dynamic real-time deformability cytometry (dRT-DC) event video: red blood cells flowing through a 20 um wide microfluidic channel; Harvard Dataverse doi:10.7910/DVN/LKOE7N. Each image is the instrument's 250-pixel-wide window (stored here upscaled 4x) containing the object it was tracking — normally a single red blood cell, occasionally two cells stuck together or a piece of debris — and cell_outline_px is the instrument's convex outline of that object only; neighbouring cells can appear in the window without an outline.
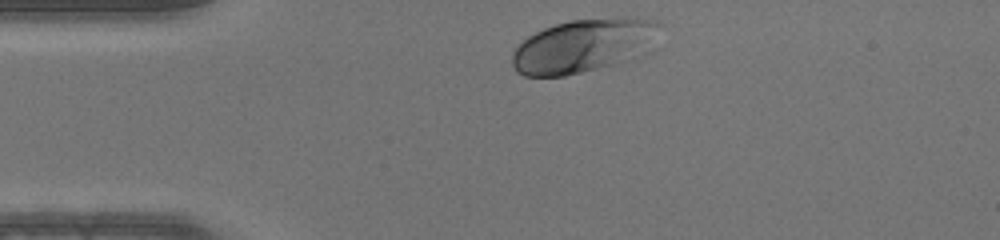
{"species": "human", "species_latin": "Homo sapiens", "temperature_condition": "warm", "stored_images_in_passage": 29, "camera_frame_rate_fps": 3000, "um_per_image_px": 0.085, "donor": {"sex": "male"}, "frame": {"image": 1, "passage_image": 1, "time_ms": 0.0, "image_size_px": [1000, 240], "cell_outline_px": [[660, 24], [624, 60], [612, 64], [564, 76], [524, 76], [516, 72], [512, 64], [512, 52], [528, 36], [544, 28], [556, 24], [572, 20], [616, 16], [636, 16], [660, 20]], "centroid_in_image_um": [49.38, 3.85], "position_along_channel_um": 35.6, "area_um2": 44.04}}
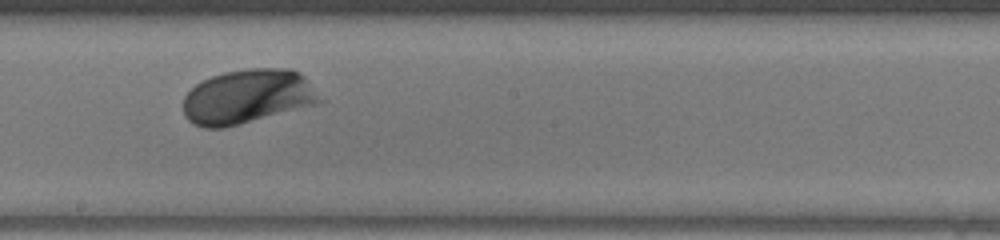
{"frame": {"image": 2, "passage_image": 17, "time_ms": 5.333, "image_size_px": [1000, 240], "cell_outline_px": [[328, 100], [316, 104], [240, 124], [224, 128], [204, 128], [192, 124], [184, 116], [184, 96], [196, 84], [212, 76], [224, 72], [248, 68], [292, 68], [300, 72]], "centroid_in_image_um": [21.1, 8.21], "position_along_channel_um": 227.1, "area_um2": 43.7}}
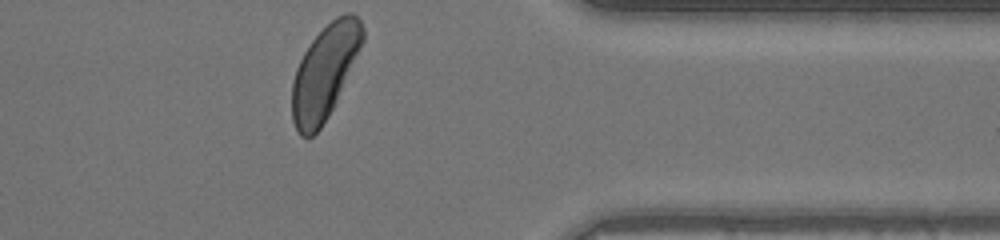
{"frame": {"image": 3, "passage_image": 29, "time_ms": 9.333, "image_size_px": [1000, 240], "cell_outline_px": [[364, 40], [336, 100], [328, 116], [320, 128], [312, 136], [300, 136], [292, 120], [292, 80], [296, 68], [304, 52], [312, 40], [336, 16], [344, 12], [352, 12], [360, 20], [364, 28]], "centroid_in_image_um": [27.59, 6.1], "position_along_channel_um": 383.8, "area_um2": 38.03}}